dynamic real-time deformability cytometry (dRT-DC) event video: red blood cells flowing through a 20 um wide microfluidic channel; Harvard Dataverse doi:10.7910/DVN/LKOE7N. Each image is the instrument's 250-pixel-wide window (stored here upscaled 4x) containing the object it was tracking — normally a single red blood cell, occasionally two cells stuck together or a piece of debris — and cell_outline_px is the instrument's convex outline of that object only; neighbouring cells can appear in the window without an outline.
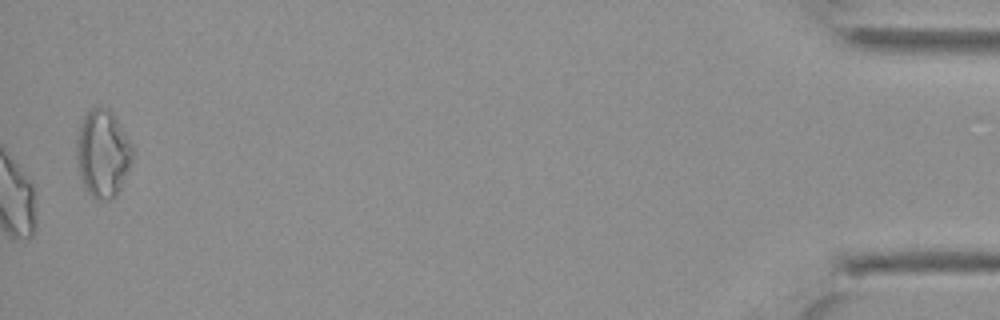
{"species": "Egyptian fruit bat (a non-hibernating species)", "species_latin": "Rousettus aegyptiacus", "temperature_condition": "cold", "stored_images_in_passage": 44, "camera_frame_rate_fps": 3000, "um_per_image_px": 0.085, "animal": {"sex": "female"}, "frame": {"image": 1, "passage_image": 44, "time_ms": 14.333, "image_size_px": [1000, 320], "cell_outline_px": [[136, 156], [116, 196], [108, 200], [96, 200], [88, 192], [80, 176], [76, 156], [76, 140], [80, 124], [84, 116], [96, 104], [108, 108], [112, 112], [132, 144], [136, 152]], "centroid_in_image_um": [8.77, 13.03], "position_along_channel_um": 426.4, "area_um2": 29.02}}